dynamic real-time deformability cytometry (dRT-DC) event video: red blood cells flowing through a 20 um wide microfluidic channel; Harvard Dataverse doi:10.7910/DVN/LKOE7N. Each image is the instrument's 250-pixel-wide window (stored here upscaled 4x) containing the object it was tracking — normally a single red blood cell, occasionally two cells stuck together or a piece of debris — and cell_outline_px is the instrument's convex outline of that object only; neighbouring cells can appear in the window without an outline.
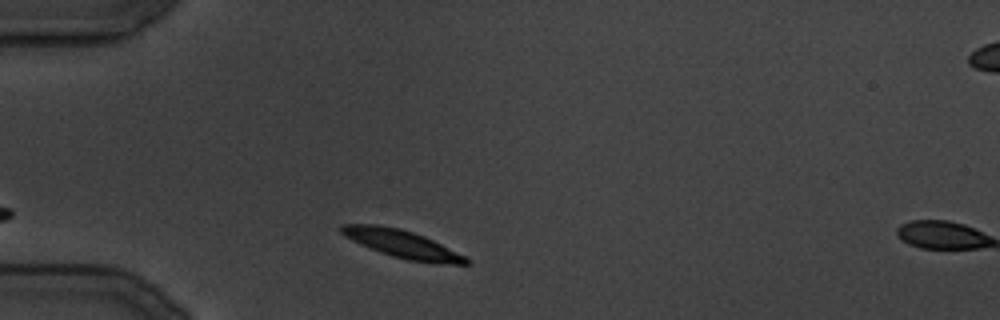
{"species": "common noctule bat (a hibernating species)", "species_latin": "Nyctalus noctula", "temperature_condition": "cold", "stored_images_in_passage": 3, "camera_frame_rate_fps": 3000, "um_per_image_px": 0.085, "animal": {"sex": "male", "body_mass_g": 19.5, "forearm_length_mm": 54.6}, "frame": {"image": 1, "passage_image": 1, "time_ms": 0.0, "image_size_px": [1000, 320], "cell_outline_px": [[472, 264], [436, 264], [408, 260], [392, 256], [380, 252], [360, 244], [344, 236], [340, 232], [340, 224], [376, 224], [400, 228], [424, 236], [472, 260]], "centroid_in_image_um": [34.18, 20.74], "position_along_channel_um": 50.8, "area_um2": 20.17}}